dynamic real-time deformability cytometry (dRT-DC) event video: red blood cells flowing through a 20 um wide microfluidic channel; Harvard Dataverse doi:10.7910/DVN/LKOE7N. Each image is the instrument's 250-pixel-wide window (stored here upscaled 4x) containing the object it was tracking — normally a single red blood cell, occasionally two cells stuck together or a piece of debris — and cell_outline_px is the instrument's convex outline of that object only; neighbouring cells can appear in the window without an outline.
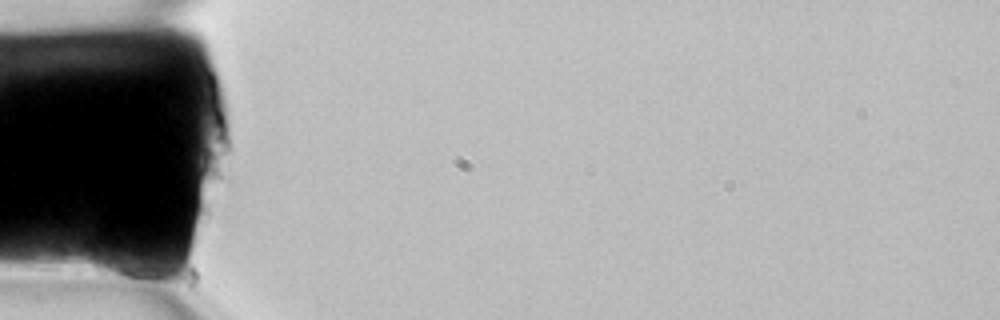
{"species": "common noctule bat (a hibernating species)", "species_latin": "Nyctalus noctula", "temperature_condition": "room temperature", "stored_images_in_passage": 3, "camera_frame_rate_fps": 3000, "um_per_image_px": 0.085, "animal": {"sex": "female", "body_mass_g": 22.7, "forearm_length_mm": 54.2}, "frame": {"image": 1, "passage_image": 1, "time_ms": 0.0, "image_size_px": [1000, 320], "cell_outline_px": [[160, 276], [144, 288], [92, 272], [88, 264], [88, 260], [92, 244], [100, 228], [140, 256], [160, 272]], "centroid_in_image_um": [10.18, 22.26], "position_along_channel_um": 74.8, "area_um2": 16.53}}